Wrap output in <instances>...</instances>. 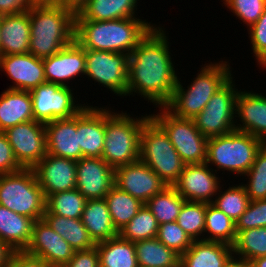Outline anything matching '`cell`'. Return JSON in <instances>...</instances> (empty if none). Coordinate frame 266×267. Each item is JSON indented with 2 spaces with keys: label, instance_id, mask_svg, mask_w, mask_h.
<instances>
[{
  "label": "cell",
  "instance_id": "obj_14",
  "mask_svg": "<svg viewBox=\"0 0 266 267\" xmlns=\"http://www.w3.org/2000/svg\"><path fill=\"white\" fill-rule=\"evenodd\" d=\"M52 267H62L73 257L75 250L44 220L34 221L32 237L24 251Z\"/></svg>",
  "mask_w": 266,
  "mask_h": 267
},
{
  "label": "cell",
  "instance_id": "obj_29",
  "mask_svg": "<svg viewBox=\"0 0 266 267\" xmlns=\"http://www.w3.org/2000/svg\"><path fill=\"white\" fill-rule=\"evenodd\" d=\"M139 0H88L79 11L84 20L109 21L136 17Z\"/></svg>",
  "mask_w": 266,
  "mask_h": 267
},
{
  "label": "cell",
  "instance_id": "obj_5",
  "mask_svg": "<svg viewBox=\"0 0 266 267\" xmlns=\"http://www.w3.org/2000/svg\"><path fill=\"white\" fill-rule=\"evenodd\" d=\"M137 117L105 108V139L101 158L114 169L139 161L140 135L150 115Z\"/></svg>",
  "mask_w": 266,
  "mask_h": 267
},
{
  "label": "cell",
  "instance_id": "obj_47",
  "mask_svg": "<svg viewBox=\"0 0 266 267\" xmlns=\"http://www.w3.org/2000/svg\"><path fill=\"white\" fill-rule=\"evenodd\" d=\"M249 180L247 184H242L250 201L266 199V177L246 176Z\"/></svg>",
  "mask_w": 266,
  "mask_h": 267
},
{
  "label": "cell",
  "instance_id": "obj_49",
  "mask_svg": "<svg viewBox=\"0 0 266 267\" xmlns=\"http://www.w3.org/2000/svg\"><path fill=\"white\" fill-rule=\"evenodd\" d=\"M29 0H0V15L18 14L28 11Z\"/></svg>",
  "mask_w": 266,
  "mask_h": 267
},
{
  "label": "cell",
  "instance_id": "obj_9",
  "mask_svg": "<svg viewBox=\"0 0 266 267\" xmlns=\"http://www.w3.org/2000/svg\"><path fill=\"white\" fill-rule=\"evenodd\" d=\"M160 113L150 117L164 130L182 162L201 164L206 162L207 140L197 128L193 119L174 116L165 107H159Z\"/></svg>",
  "mask_w": 266,
  "mask_h": 267
},
{
  "label": "cell",
  "instance_id": "obj_50",
  "mask_svg": "<svg viewBox=\"0 0 266 267\" xmlns=\"http://www.w3.org/2000/svg\"><path fill=\"white\" fill-rule=\"evenodd\" d=\"M245 176H264L266 177V144L258 151L251 168Z\"/></svg>",
  "mask_w": 266,
  "mask_h": 267
},
{
  "label": "cell",
  "instance_id": "obj_54",
  "mask_svg": "<svg viewBox=\"0 0 266 267\" xmlns=\"http://www.w3.org/2000/svg\"><path fill=\"white\" fill-rule=\"evenodd\" d=\"M250 267H266V256L252 260L250 262Z\"/></svg>",
  "mask_w": 266,
  "mask_h": 267
},
{
  "label": "cell",
  "instance_id": "obj_13",
  "mask_svg": "<svg viewBox=\"0 0 266 267\" xmlns=\"http://www.w3.org/2000/svg\"><path fill=\"white\" fill-rule=\"evenodd\" d=\"M22 168H33L47 154L45 124L27 121L3 132Z\"/></svg>",
  "mask_w": 266,
  "mask_h": 267
},
{
  "label": "cell",
  "instance_id": "obj_34",
  "mask_svg": "<svg viewBox=\"0 0 266 267\" xmlns=\"http://www.w3.org/2000/svg\"><path fill=\"white\" fill-rule=\"evenodd\" d=\"M204 241L222 242L233 246L237 233L235 222L212 203L207 204L205 215Z\"/></svg>",
  "mask_w": 266,
  "mask_h": 267
},
{
  "label": "cell",
  "instance_id": "obj_30",
  "mask_svg": "<svg viewBox=\"0 0 266 267\" xmlns=\"http://www.w3.org/2000/svg\"><path fill=\"white\" fill-rule=\"evenodd\" d=\"M100 267H138L134 242L117 235L96 243Z\"/></svg>",
  "mask_w": 266,
  "mask_h": 267
},
{
  "label": "cell",
  "instance_id": "obj_23",
  "mask_svg": "<svg viewBox=\"0 0 266 267\" xmlns=\"http://www.w3.org/2000/svg\"><path fill=\"white\" fill-rule=\"evenodd\" d=\"M47 154L79 161L83 154L77 134V115L45 123Z\"/></svg>",
  "mask_w": 266,
  "mask_h": 267
},
{
  "label": "cell",
  "instance_id": "obj_35",
  "mask_svg": "<svg viewBox=\"0 0 266 267\" xmlns=\"http://www.w3.org/2000/svg\"><path fill=\"white\" fill-rule=\"evenodd\" d=\"M185 201L173 186H167L163 191L149 199L145 205L160 225L175 222Z\"/></svg>",
  "mask_w": 266,
  "mask_h": 267
},
{
  "label": "cell",
  "instance_id": "obj_45",
  "mask_svg": "<svg viewBox=\"0 0 266 267\" xmlns=\"http://www.w3.org/2000/svg\"><path fill=\"white\" fill-rule=\"evenodd\" d=\"M22 167L15 159L13 150L6 135L0 132V174L19 171Z\"/></svg>",
  "mask_w": 266,
  "mask_h": 267
},
{
  "label": "cell",
  "instance_id": "obj_26",
  "mask_svg": "<svg viewBox=\"0 0 266 267\" xmlns=\"http://www.w3.org/2000/svg\"><path fill=\"white\" fill-rule=\"evenodd\" d=\"M34 220L0 205V241L12 251H25L32 237Z\"/></svg>",
  "mask_w": 266,
  "mask_h": 267
},
{
  "label": "cell",
  "instance_id": "obj_20",
  "mask_svg": "<svg viewBox=\"0 0 266 267\" xmlns=\"http://www.w3.org/2000/svg\"><path fill=\"white\" fill-rule=\"evenodd\" d=\"M14 83L7 89L30 91L46 82L43 59L30 53L0 56V71Z\"/></svg>",
  "mask_w": 266,
  "mask_h": 267
},
{
  "label": "cell",
  "instance_id": "obj_6",
  "mask_svg": "<svg viewBox=\"0 0 266 267\" xmlns=\"http://www.w3.org/2000/svg\"><path fill=\"white\" fill-rule=\"evenodd\" d=\"M265 143L249 133L233 131L207 140L206 164L215 166V172L229 171L244 176Z\"/></svg>",
  "mask_w": 266,
  "mask_h": 267
},
{
  "label": "cell",
  "instance_id": "obj_39",
  "mask_svg": "<svg viewBox=\"0 0 266 267\" xmlns=\"http://www.w3.org/2000/svg\"><path fill=\"white\" fill-rule=\"evenodd\" d=\"M206 209L207 203L185 201L177 217V224L193 241L204 240Z\"/></svg>",
  "mask_w": 266,
  "mask_h": 267
},
{
  "label": "cell",
  "instance_id": "obj_40",
  "mask_svg": "<svg viewBox=\"0 0 266 267\" xmlns=\"http://www.w3.org/2000/svg\"><path fill=\"white\" fill-rule=\"evenodd\" d=\"M221 188L220 186L219 193L217 192V196L212 204L236 223L239 217L246 211L250 202L249 197L242 183L229 186L225 191H221Z\"/></svg>",
  "mask_w": 266,
  "mask_h": 267
},
{
  "label": "cell",
  "instance_id": "obj_22",
  "mask_svg": "<svg viewBox=\"0 0 266 267\" xmlns=\"http://www.w3.org/2000/svg\"><path fill=\"white\" fill-rule=\"evenodd\" d=\"M235 117L237 131L249 133L266 144V95L239 90Z\"/></svg>",
  "mask_w": 266,
  "mask_h": 267
},
{
  "label": "cell",
  "instance_id": "obj_42",
  "mask_svg": "<svg viewBox=\"0 0 266 267\" xmlns=\"http://www.w3.org/2000/svg\"><path fill=\"white\" fill-rule=\"evenodd\" d=\"M223 4L249 28L264 13L266 0H223Z\"/></svg>",
  "mask_w": 266,
  "mask_h": 267
},
{
  "label": "cell",
  "instance_id": "obj_11",
  "mask_svg": "<svg viewBox=\"0 0 266 267\" xmlns=\"http://www.w3.org/2000/svg\"><path fill=\"white\" fill-rule=\"evenodd\" d=\"M71 89L70 86L45 82L30 90L34 120L45 124L76 116L86 105L76 101Z\"/></svg>",
  "mask_w": 266,
  "mask_h": 267
},
{
  "label": "cell",
  "instance_id": "obj_41",
  "mask_svg": "<svg viewBox=\"0 0 266 267\" xmlns=\"http://www.w3.org/2000/svg\"><path fill=\"white\" fill-rule=\"evenodd\" d=\"M156 238L180 256L184 254L193 243L190 236H188L176 221L160 224L158 226Z\"/></svg>",
  "mask_w": 266,
  "mask_h": 267
},
{
  "label": "cell",
  "instance_id": "obj_27",
  "mask_svg": "<svg viewBox=\"0 0 266 267\" xmlns=\"http://www.w3.org/2000/svg\"><path fill=\"white\" fill-rule=\"evenodd\" d=\"M34 120L29 91L6 89L0 94V132Z\"/></svg>",
  "mask_w": 266,
  "mask_h": 267
},
{
  "label": "cell",
  "instance_id": "obj_10",
  "mask_svg": "<svg viewBox=\"0 0 266 267\" xmlns=\"http://www.w3.org/2000/svg\"><path fill=\"white\" fill-rule=\"evenodd\" d=\"M231 77L211 97L205 108L193 118L196 128L207 138L236 130L235 110L239 90Z\"/></svg>",
  "mask_w": 266,
  "mask_h": 267
},
{
  "label": "cell",
  "instance_id": "obj_37",
  "mask_svg": "<svg viewBox=\"0 0 266 267\" xmlns=\"http://www.w3.org/2000/svg\"><path fill=\"white\" fill-rule=\"evenodd\" d=\"M233 255L251 262L266 256V227L252 228L237 234Z\"/></svg>",
  "mask_w": 266,
  "mask_h": 267
},
{
  "label": "cell",
  "instance_id": "obj_31",
  "mask_svg": "<svg viewBox=\"0 0 266 267\" xmlns=\"http://www.w3.org/2000/svg\"><path fill=\"white\" fill-rule=\"evenodd\" d=\"M43 219L66 240L75 251L96 247L82 219L66 218L54 214H44Z\"/></svg>",
  "mask_w": 266,
  "mask_h": 267
},
{
  "label": "cell",
  "instance_id": "obj_7",
  "mask_svg": "<svg viewBox=\"0 0 266 267\" xmlns=\"http://www.w3.org/2000/svg\"><path fill=\"white\" fill-rule=\"evenodd\" d=\"M0 205L34 221L43 219L46 198L33 168L0 174Z\"/></svg>",
  "mask_w": 266,
  "mask_h": 267
},
{
  "label": "cell",
  "instance_id": "obj_55",
  "mask_svg": "<svg viewBox=\"0 0 266 267\" xmlns=\"http://www.w3.org/2000/svg\"><path fill=\"white\" fill-rule=\"evenodd\" d=\"M31 5L57 4L58 0H29Z\"/></svg>",
  "mask_w": 266,
  "mask_h": 267
},
{
  "label": "cell",
  "instance_id": "obj_19",
  "mask_svg": "<svg viewBox=\"0 0 266 267\" xmlns=\"http://www.w3.org/2000/svg\"><path fill=\"white\" fill-rule=\"evenodd\" d=\"M85 49L75 40L56 54L43 58L46 82L69 86L65 83L85 75Z\"/></svg>",
  "mask_w": 266,
  "mask_h": 267
},
{
  "label": "cell",
  "instance_id": "obj_1",
  "mask_svg": "<svg viewBox=\"0 0 266 267\" xmlns=\"http://www.w3.org/2000/svg\"><path fill=\"white\" fill-rule=\"evenodd\" d=\"M153 25L129 54L127 96L137 93L159 108L170 101L179 77L165 28Z\"/></svg>",
  "mask_w": 266,
  "mask_h": 267
},
{
  "label": "cell",
  "instance_id": "obj_28",
  "mask_svg": "<svg viewBox=\"0 0 266 267\" xmlns=\"http://www.w3.org/2000/svg\"><path fill=\"white\" fill-rule=\"evenodd\" d=\"M81 219L95 243L119 235L113 225L105 199L87 200Z\"/></svg>",
  "mask_w": 266,
  "mask_h": 267
},
{
  "label": "cell",
  "instance_id": "obj_4",
  "mask_svg": "<svg viewBox=\"0 0 266 267\" xmlns=\"http://www.w3.org/2000/svg\"><path fill=\"white\" fill-rule=\"evenodd\" d=\"M227 61L205 64L197 76L187 86L178 78L173 95L165 106L174 116L184 119H193L207 105L211 97L221 88L231 77V66Z\"/></svg>",
  "mask_w": 266,
  "mask_h": 267
},
{
  "label": "cell",
  "instance_id": "obj_53",
  "mask_svg": "<svg viewBox=\"0 0 266 267\" xmlns=\"http://www.w3.org/2000/svg\"><path fill=\"white\" fill-rule=\"evenodd\" d=\"M223 267H250V263L242 258L232 255Z\"/></svg>",
  "mask_w": 266,
  "mask_h": 267
},
{
  "label": "cell",
  "instance_id": "obj_48",
  "mask_svg": "<svg viewBox=\"0 0 266 267\" xmlns=\"http://www.w3.org/2000/svg\"><path fill=\"white\" fill-rule=\"evenodd\" d=\"M8 267H52L40 258L28 255L24 251L13 252Z\"/></svg>",
  "mask_w": 266,
  "mask_h": 267
},
{
  "label": "cell",
  "instance_id": "obj_43",
  "mask_svg": "<svg viewBox=\"0 0 266 267\" xmlns=\"http://www.w3.org/2000/svg\"><path fill=\"white\" fill-rule=\"evenodd\" d=\"M266 227V199L250 201L246 211L235 223L236 233L252 228Z\"/></svg>",
  "mask_w": 266,
  "mask_h": 267
},
{
  "label": "cell",
  "instance_id": "obj_25",
  "mask_svg": "<svg viewBox=\"0 0 266 267\" xmlns=\"http://www.w3.org/2000/svg\"><path fill=\"white\" fill-rule=\"evenodd\" d=\"M233 255V247L222 242L193 241L180 256V267H223Z\"/></svg>",
  "mask_w": 266,
  "mask_h": 267
},
{
  "label": "cell",
  "instance_id": "obj_8",
  "mask_svg": "<svg viewBox=\"0 0 266 267\" xmlns=\"http://www.w3.org/2000/svg\"><path fill=\"white\" fill-rule=\"evenodd\" d=\"M139 160L168 186L174 185L185 165L167 134L151 117L142 127Z\"/></svg>",
  "mask_w": 266,
  "mask_h": 267
},
{
  "label": "cell",
  "instance_id": "obj_38",
  "mask_svg": "<svg viewBox=\"0 0 266 267\" xmlns=\"http://www.w3.org/2000/svg\"><path fill=\"white\" fill-rule=\"evenodd\" d=\"M158 226L156 218L144 204L130 222L119 231V235L131 242L151 239L157 236Z\"/></svg>",
  "mask_w": 266,
  "mask_h": 267
},
{
  "label": "cell",
  "instance_id": "obj_17",
  "mask_svg": "<svg viewBox=\"0 0 266 267\" xmlns=\"http://www.w3.org/2000/svg\"><path fill=\"white\" fill-rule=\"evenodd\" d=\"M76 189L87 199H105L115 186L114 168L101 157H82L76 166Z\"/></svg>",
  "mask_w": 266,
  "mask_h": 267
},
{
  "label": "cell",
  "instance_id": "obj_33",
  "mask_svg": "<svg viewBox=\"0 0 266 267\" xmlns=\"http://www.w3.org/2000/svg\"><path fill=\"white\" fill-rule=\"evenodd\" d=\"M114 227L119 232L144 205L139 199L114 186L105 196Z\"/></svg>",
  "mask_w": 266,
  "mask_h": 267
},
{
  "label": "cell",
  "instance_id": "obj_56",
  "mask_svg": "<svg viewBox=\"0 0 266 267\" xmlns=\"http://www.w3.org/2000/svg\"><path fill=\"white\" fill-rule=\"evenodd\" d=\"M2 17H3V15H0V24H1Z\"/></svg>",
  "mask_w": 266,
  "mask_h": 267
},
{
  "label": "cell",
  "instance_id": "obj_51",
  "mask_svg": "<svg viewBox=\"0 0 266 267\" xmlns=\"http://www.w3.org/2000/svg\"><path fill=\"white\" fill-rule=\"evenodd\" d=\"M87 2L88 0H58V5L77 14Z\"/></svg>",
  "mask_w": 266,
  "mask_h": 267
},
{
  "label": "cell",
  "instance_id": "obj_15",
  "mask_svg": "<svg viewBox=\"0 0 266 267\" xmlns=\"http://www.w3.org/2000/svg\"><path fill=\"white\" fill-rule=\"evenodd\" d=\"M216 174L206 162L187 164L173 187L186 201L212 203L221 186Z\"/></svg>",
  "mask_w": 266,
  "mask_h": 267
},
{
  "label": "cell",
  "instance_id": "obj_18",
  "mask_svg": "<svg viewBox=\"0 0 266 267\" xmlns=\"http://www.w3.org/2000/svg\"><path fill=\"white\" fill-rule=\"evenodd\" d=\"M76 166L77 161L46 154L33 167L46 199L55 193L76 189Z\"/></svg>",
  "mask_w": 266,
  "mask_h": 267
},
{
  "label": "cell",
  "instance_id": "obj_32",
  "mask_svg": "<svg viewBox=\"0 0 266 267\" xmlns=\"http://www.w3.org/2000/svg\"><path fill=\"white\" fill-rule=\"evenodd\" d=\"M134 244L138 267H180V255L156 237Z\"/></svg>",
  "mask_w": 266,
  "mask_h": 267
},
{
  "label": "cell",
  "instance_id": "obj_36",
  "mask_svg": "<svg viewBox=\"0 0 266 267\" xmlns=\"http://www.w3.org/2000/svg\"><path fill=\"white\" fill-rule=\"evenodd\" d=\"M87 199L77 190L58 192L46 199L44 214L81 219Z\"/></svg>",
  "mask_w": 266,
  "mask_h": 267
},
{
  "label": "cell",
  "instance_id": "obj_44",
  "mask_svg": "<svg viewBox=\"0 0 266 267\" xmlns=\"http://www.w3.org/2000/svg\"><path fill=\"white\" fill-rule=\"evenodd\" d=\"M248 32L256 62L266 68V8L257 22L248 28Z\"/></svg>",
  "mask_w": 266,
  "mask_h": 267
},
{
  "label": "cell",
  "instance_id": "obj_21",
  "mask_svg": "<svg viewBox=\"0 0 266 267\" xmlns=\"http://www.w3.org/2000/svg\"><path fill=\"white\" fill-rule=\"evenodd\" d=\"M86 105L77 114V134L83 157H101L105 139V107Z\"/></svg>",
  "mask_w": 266,
  "mask_h": 267
},
{
  "label": "cell",
  "instance_id": "obj_52",
  "mask_svg": "<svg viewBox=\"0 0 266 267\" xmlns=\"http://www.w3.org/2000/svg\"><path fill=\"white\" fill-rule=\"evenodd\" d=\"M13 252L6 244L0 241V267H8Z\"/></svg>",
  "mask_w": 266,
  "mask_h": 267
},
{
  "label": "cell",
  "instance_id": "obj_2",
  "mask_svg": "<svg viewBox=\"0 0 266 267\" xmlns=\"http://www.w3.org/2000/svg\"><path fill=\"white\" fill-rule=\"evenodd\" d=\"M153 27L151 22L130 17L109 21L84 20L75 14L74 40L86 50L130 54Z\"/></svg>",
  "mask_w": 266,
  "mask_h": 267
},
{
  "label": "cell",
  "instance_id": "obj_24",
  "mask_svg": "<svg viewBox=\"0 0 266 267\" xmlns=\"http://www.w3.org/2000/svg\"><path fill=\"white\" fill-rule=\"evenodd\" d=\"M30 30L28 11L3 15L0 24V56L29 53Z\"/></svg>",
  "mask_w": 266,
  "mask_h": 267
},
{
  "label": "cell",
  "instance_id": "obj_46",
  "mask_svg": "<svg viewBox=\"0 0 266 267\" xmlns=\"http://www.w3.org/2000/svg\"><path fill=\"white\" fill-rule=\"evenodd\" d=\"M62 267H100L97 248L75 251L69 262Z\"/></svg>",
  "mask_w": 266,
  "mask_h": 267
},
{
  "label": "cell",
  "instance_id": "obj_12",
  "mask_svg": "<svg viewBox=\"0 0 266 267\" xmlns=\"http://www.w3.org/2000/svg\"><path fill=\"white\" fill-rule=\"evenodd\" d=\"M85 75L114 94L127 96L128 59L125 53L86 50Z\"/></svg>",
  "mask_w": 266,
  "mask_h": 267
},
{
  "label": "cell",
  "instance_id": "obj_16",
  "mask_svg": "<svg viewBox=\"0 0 266 267\" xmlns=\"http://www.w3.org/2000/svg\"><path fill=\"white\" fill-rule=\"evenodd\" d=\"M115 186L146 203L168 185L140 160L114 169Z\"/></svg>",
  "mask_w": 266,
  "mask_h": 267
},
{
  "label": "cell",
  "instance_id": "obj_3",
  "mask_svg": "<svg viewBox=\"0 0 266 267\" xmlns=\"http://www.w3.org/2000/svg\"><path fill=\"white\" fill-rule=\"evenodd\" d=\"M29 53L46 58L74 41L75 14L57 4L31 5Z\"/></svg>",
  "mask_w": 266,
  "mask_h": 267
}]
</instances>
